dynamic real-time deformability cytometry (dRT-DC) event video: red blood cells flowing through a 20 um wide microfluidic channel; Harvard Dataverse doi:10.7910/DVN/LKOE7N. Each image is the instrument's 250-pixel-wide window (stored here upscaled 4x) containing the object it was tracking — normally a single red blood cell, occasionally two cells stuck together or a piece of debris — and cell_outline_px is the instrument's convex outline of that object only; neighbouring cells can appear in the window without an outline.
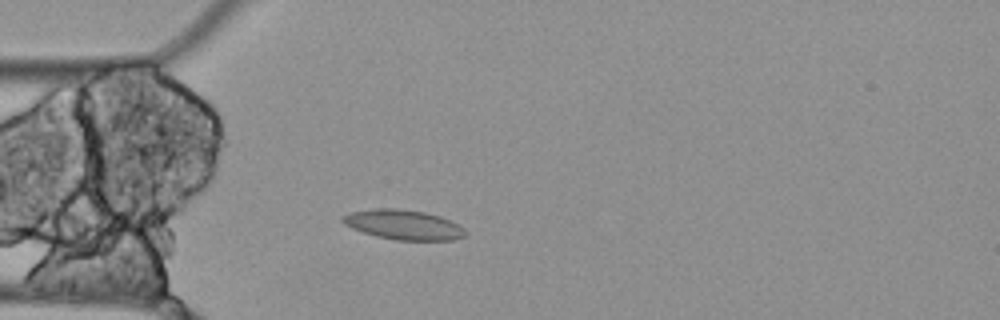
{"species": "Egyptian fruit bat (a non-hibernating species)", "species_latin": "Rousettus aegyptiacus", "temperature_condition": "cold", "stored_images_in_passage": 3, "camera_frame_rate_fps": 3000, "um_per_image_px": 0.085, "animal": {"sex": "female"}, "frame": {"image": 1, "passage_image": 3, "time_ms": 0.667, "image_size_px": [1000, 320], "cell_outline_px": [[468, 232], [464, 236], [452, 240], [396, 240], [376, 236], [352, 228], [344, 224], [340, 220], [340, 216], [352, 212], [376, 208], [396, 208], [424, 212], [440, 216], [464, 228]], "centroid_in_image_um": [34.27, 19.1], "position_along_channel_um": 50.7, "area_um2": 21.21}}